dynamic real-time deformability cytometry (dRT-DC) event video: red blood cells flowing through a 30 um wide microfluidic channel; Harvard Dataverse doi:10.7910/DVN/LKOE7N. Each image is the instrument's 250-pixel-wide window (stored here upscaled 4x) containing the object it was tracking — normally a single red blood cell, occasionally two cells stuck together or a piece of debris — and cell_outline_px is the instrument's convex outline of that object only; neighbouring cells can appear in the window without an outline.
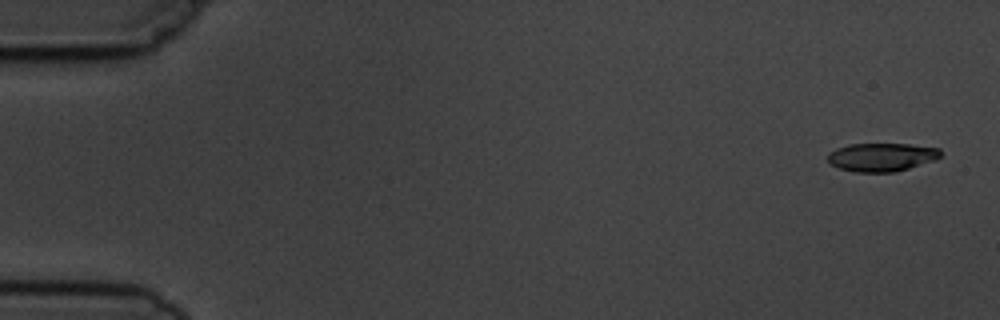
{"species": "common noctule bat (a hibernating species)", "species_latin": "Nyctalus noctula", "temperature_condition": "cold", "stored_images_in_passage": 6, "camera_frame_rate_fps": 3000, "um_per_image_px": 0.085, "animal": {"sex": "male", "body_mass_g": 19.5, "forearm_length_mm": 54.6}, "frame": {"image": 1, "passage_image": 1, "time_ms": 0.0, "image_size_px": [1000, 320], "cell_outline_px": [[940, 156], [936, 160], [896, 172], [856, 172], [840, 168], [828, 164], [828, 152], [836, 148], [848, 144], [908, 144], [940, 148]], "centroid_in_image_um": [74.92, 13.35], "position_along_channel_um": 10.1, "area_um2": 18.79}}